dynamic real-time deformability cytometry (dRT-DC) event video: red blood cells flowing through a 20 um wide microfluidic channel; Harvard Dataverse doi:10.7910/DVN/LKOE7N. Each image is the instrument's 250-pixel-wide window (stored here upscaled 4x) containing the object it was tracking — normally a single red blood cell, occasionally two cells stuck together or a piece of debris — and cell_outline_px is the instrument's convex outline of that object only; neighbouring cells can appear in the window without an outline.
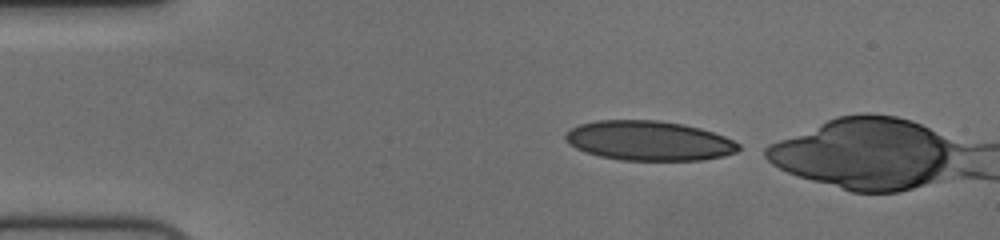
{"species": "human", "species_latin": "Homo sapiens", "temperature_condition": "cold", "stored_images_in_passage": 8, "camera_frame_rate_fps": 3000, "um_per_image_px": 0.085, "donor": {"sex": "female"}, "frame": {"image": 1, "passage_image": 1, "time_ms": 0.0, "image_size_px": [1000, 240], "cell_outline_px": [[740, 148], [736, 152], [724, 156], [700, 160], [620, 160], [600, 156], [584, 152], [576, 148], [564, 136], [568, 128], [580, 124], [596, 120], [660, 120], [684, 124], [700, 128], [724, 136], [740, 144]], "centroid_in_image_um": [55.15, 11.95], "position_along_channel_um": 29.8, "area_um2": 40.06}}